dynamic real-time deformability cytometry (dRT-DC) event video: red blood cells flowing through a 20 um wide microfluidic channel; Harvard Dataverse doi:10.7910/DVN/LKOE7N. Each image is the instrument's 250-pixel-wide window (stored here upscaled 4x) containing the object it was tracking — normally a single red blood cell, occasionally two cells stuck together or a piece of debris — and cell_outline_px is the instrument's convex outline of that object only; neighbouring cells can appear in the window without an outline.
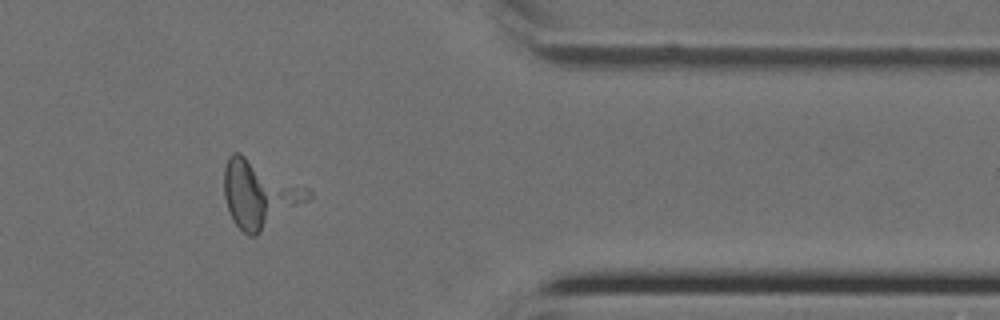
{"species": "Egyptian fruit bat (a non-hibernating species)", "species_latin": "Rousettus aegyptiacus", "temperature_condition": "cold", "stored_images_in_passage": 39, "camera_frame_rate_fps": 3000, "um_per_image_px": 0.085, "animal": {"sex": "female"}, "frame": {"image": 1, "passage_image": 32, "time_ms": 10.333, "image_size_px": [1000, 320], "cell_outline_px": [[312, 196], [308, 200], [256, 236], [248, 236], [232, 220], [224, 196], [224, 168], [228, 156], [232, 152], [240, 152], [312, 188]], "centroid_in_image_um": [22.07, 16.46], "position_along_channel_um": 389.3, "area_um2": 33.29}}